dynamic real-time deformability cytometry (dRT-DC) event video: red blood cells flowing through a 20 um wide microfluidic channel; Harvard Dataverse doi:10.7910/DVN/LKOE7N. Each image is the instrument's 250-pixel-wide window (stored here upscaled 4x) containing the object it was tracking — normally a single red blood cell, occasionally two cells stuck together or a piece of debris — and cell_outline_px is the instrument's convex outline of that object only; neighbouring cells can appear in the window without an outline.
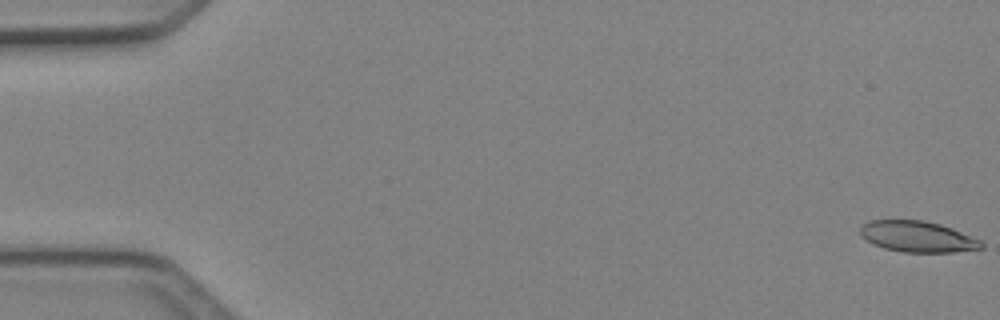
{"species": "Egyptian fruit bat (a non-hibernating species)", "species_latin": "Rousettus aegyptiacus", "temperature_condition": "cold", "stored_images_in_passage": 5, "camera_frame_rate_fps": 3000, "um_per_image_px": 0.085, "animal": {"sex": "female"}, "frame": {"image": 1, "passage_image": 1, "time_ms": 0.0, "image_size_px": [1000, 320], "cell_outline_px": [[984, 248], [952, 252], [904, 252], [884, 248], [872, 244], [860, 232], [860, 228], [864, 224], [872, 220], [924, 220], [940, 224], [952, 228], [980, 240], [984, 244]], "centroid_in_image_um": [78.02, 20.11], "position_along_channel_um": 7.0, "area_um2": 21.68}}